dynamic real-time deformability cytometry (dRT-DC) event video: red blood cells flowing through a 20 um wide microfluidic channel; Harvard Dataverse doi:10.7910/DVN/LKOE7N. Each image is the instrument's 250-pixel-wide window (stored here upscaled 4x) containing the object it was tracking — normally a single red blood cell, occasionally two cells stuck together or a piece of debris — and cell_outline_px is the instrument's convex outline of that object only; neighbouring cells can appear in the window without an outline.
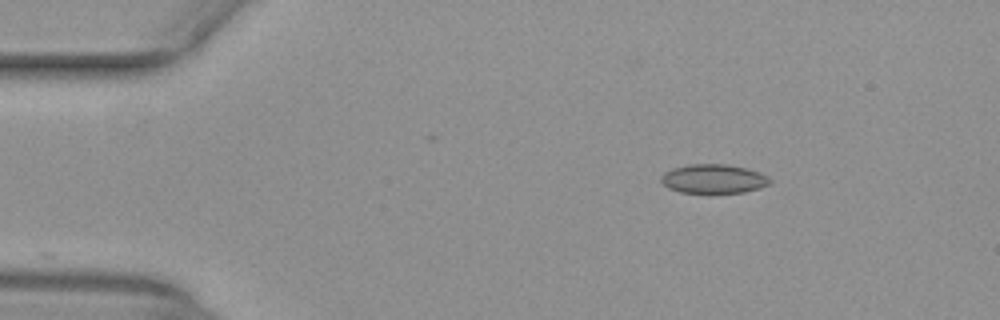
{"species": "common noctule bat (a hibernating species)", "species_latin": "Nyctalus noctula", "temperature_condition": "warm", "stored_images_in_passage": 45, "camera_frame_rate_fps": 3000, "um_per_image_px": 0.085, "animal": {"sex": "female", "body_mass_g": 29.2, "forearm_length_mm": 56.3}, "frame": {"image": 1, "passage_image": 1, "time_ms": 0.0, "image_size_px": [1000, 320], "cell_outline_px": [[772, 180], [768, 184], [760, 188], [744, 192], [708, 196], [680, 192], [668, 188], [660, 180], [664, 172], [672, 168], [688, 164], [728, 164], [748, 168], [760, 172], [768, 176]], "centroid_in_image_um": [60.65, 15.24], "position_along_channel_um": 24.3, "area_um2": 19.36}}
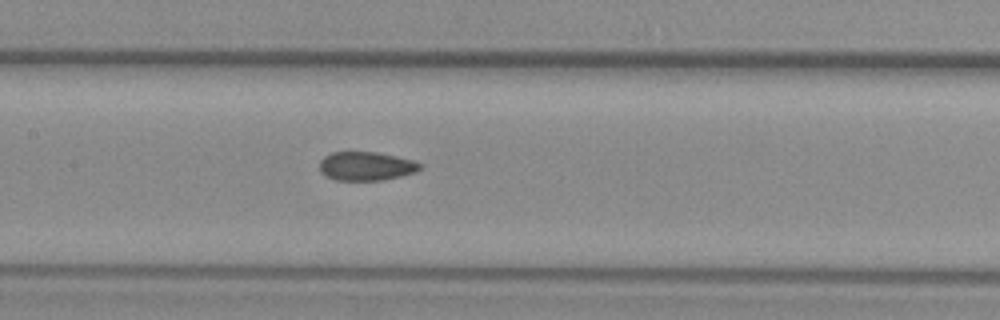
{"frame": {"image": 2, "passage_image": 18, "time_ms": 5.667, "image_size_px": [1000, 320], "cell_outline_px": [[424, 168], [416, 172], [384, 180], [336, 180], [320, 172], [320, 160], [324, 156], [332, 152], [376, 152], [396, 156], [412, 160], [424, 164]], "centroid_in_image_um": [31.16, 14.12], "position_along_channel_um": 176.2, "area_um2": 16.94}}
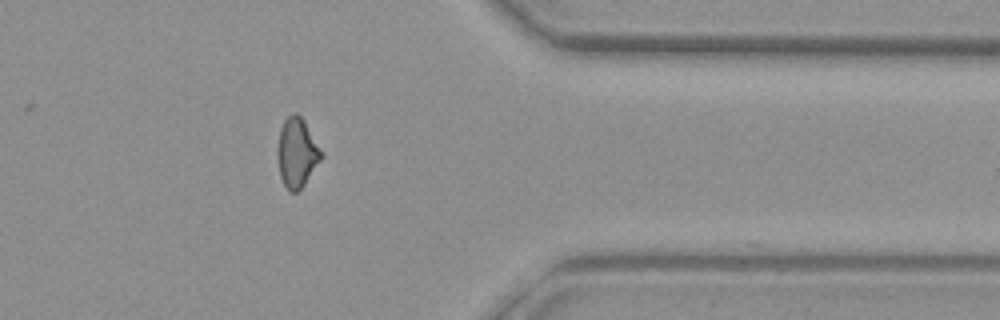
{"frame": {"image": 3, "passage_image": 35, "time_ms": 11.333, "image_size_px": [1000, 320], "cell_outline_px": [[324, 156], [304, 184], [296, 192], [288, 192], [280, 176], [280, 128], [284, 120], [292, 112], [296, 112], [304, 120]], "centroid_in_image_um": [25.28, 12.97], "position_along_channel_um": 386.1, "area_um2": 16.99}, "authors_computed_cell_mechanics": {"area_um2": 17.5134, "velocity_mm_per_s": 3.9915, "shape_relaxation_time_tau1_ms": null, "shape_relaxation_time_tau2_ms": 1.9038, "deformation_change_tau1": null, "deformation_change_tau2": 0.0761}}